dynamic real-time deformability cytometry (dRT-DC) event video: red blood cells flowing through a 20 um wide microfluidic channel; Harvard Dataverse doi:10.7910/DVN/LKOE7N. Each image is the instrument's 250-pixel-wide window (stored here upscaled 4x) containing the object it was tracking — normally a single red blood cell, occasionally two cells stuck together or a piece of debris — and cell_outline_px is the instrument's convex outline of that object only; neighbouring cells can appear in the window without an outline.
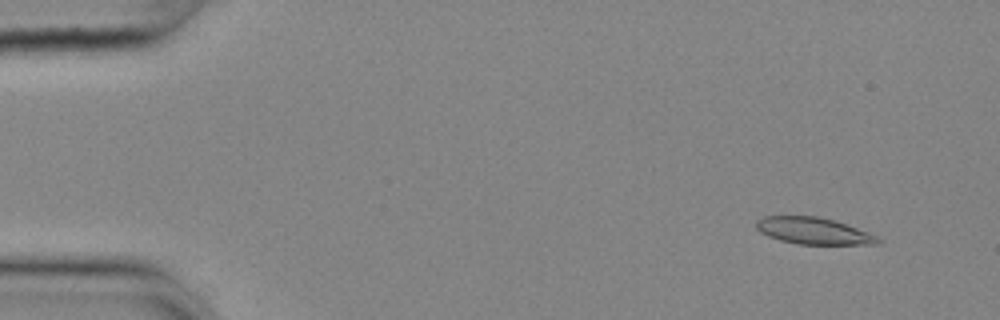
{"species": "common noctule bat (a hibernating species)", "species_latin": "Nyctalus noctula", "temperature_condition": "cold", "stored_images_in_passage": 54, "camera_frame_rate_fps": 3000, "um_per_image_px": 0.085, "animal": {"sex": "female", "body_mass_g": 25.1}, "frame": {"image": 1, "passage_image": 3, "time_ms": 0.667, "image_size_px": [1000, 320], "cell_outline_px": [[884, 240], [880, 244], [800, 244], [780, 240], [768, 236], [760, 232], [756, 228], [756, 220], [764, 216], [816, 216], [836, 220], [880, 236]], "centroid_in_image_um": [69.21, 19.62], "position_along_channel_um": 15.8, "area_um2": 19.19}}
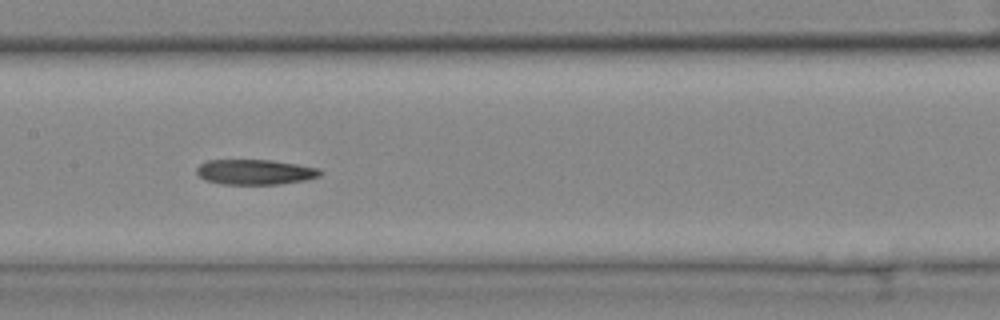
{"frame": {"image": 2, "passage_image": 26, "time_ms": 8.333, "image_size_px": [1000, 320], "cell_outline_px": [[324, 172], [320, 176], [308, 180], [280, 184], [224, 184], [204, 180], [196, 172], [196, 168], [200, 164], [208, 160], [272, 160], [320, 168]], "centroid_in_image_um": [21.72, 14.62], "position_along_channel_um": 185.7, "area_um2": 18.26}}
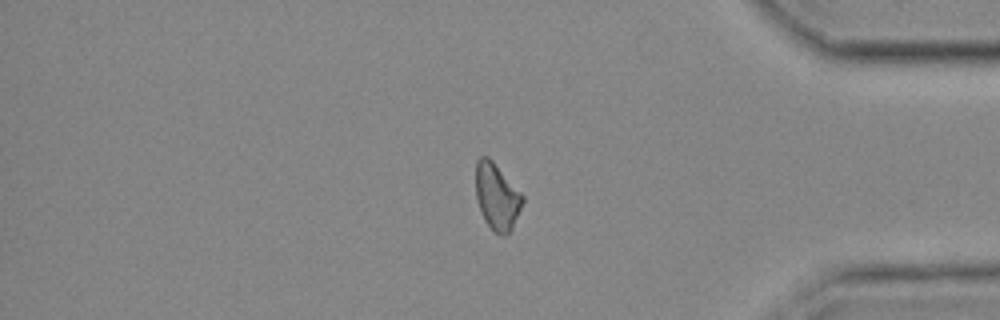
{"frame": {"image": 3, "passage_image": 45, "time_ms": 14.667, "image_size_px": [1000, 320], "cell_outline_px": [[524, 200], [512, 228], [504, 236], [500, 236], [492, 232], [484, 220], [480, 212], [476, 200], [476, 160], [480, 156], [488, 156], [492, 160], [524, 196]], "centroid_in_image_um": [42.21, 16.73], "position_along_channel_um": 393.0, "area_um2": 18.26}}